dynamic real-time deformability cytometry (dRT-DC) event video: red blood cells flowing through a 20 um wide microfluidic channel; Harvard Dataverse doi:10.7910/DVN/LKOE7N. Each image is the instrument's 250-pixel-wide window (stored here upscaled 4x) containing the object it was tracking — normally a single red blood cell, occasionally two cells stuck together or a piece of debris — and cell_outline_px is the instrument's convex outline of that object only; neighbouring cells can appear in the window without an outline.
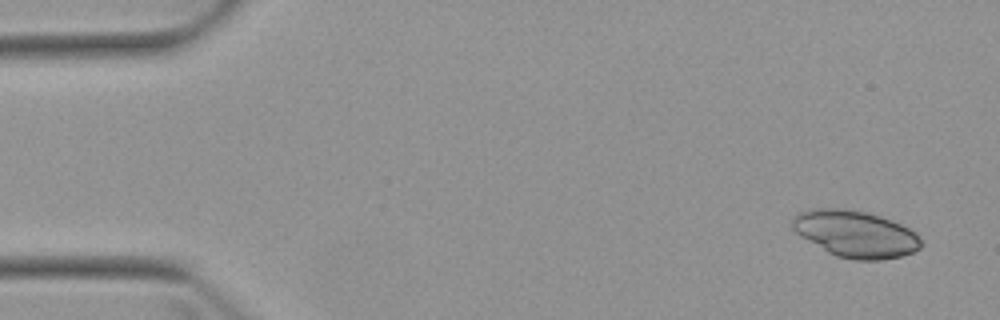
{"species": "Egyptian fruit bat (a non-hibernating species)", "species_latin": "Rousettus aegyptiacus", "temperature_condition": "warm", "stored_images_in_passage": 5, "camera_frame_rate_fps": 3000, "um_per_image_px": 0.085, "animal": {"sex": "female"}, "frame": {"image": 1, "passage_image": 1, "time_ms": 0.0, "image_size_px": [1000, 320], "cell_outline_px": [[924, 244], [920, 248], [912, 252], [900, 256], [880, 260], [856, 260], [836, 256], [828, 252], [800, 236], [792, 228], [792, 220], [800, 212], [812, 208], [840, 208], [864, 212], [880, 216], [892, 220], [908, 228]], "centroid_in_image_um": [72.69, 19.89], "position_along_channel_um": 12.3, "area_um2": 34.68}}
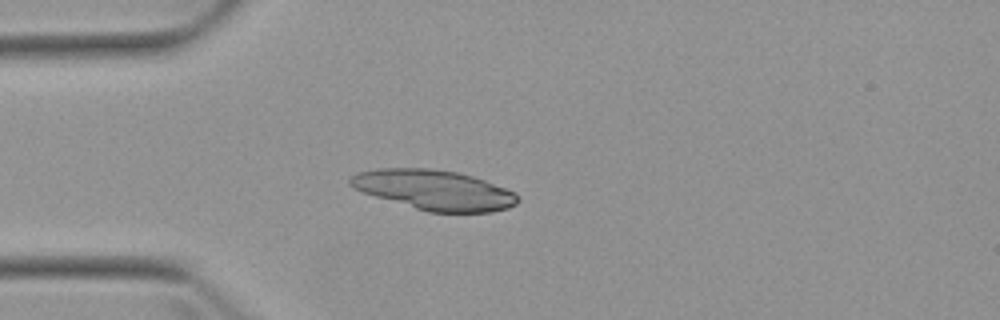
{"frame": {"image": 2, "passage_image": 4, "time_ms": 3.667, "image_size_px": [1000, 320], "cell_outline_px": [[520, 200], [516, 204], [508, 208], [492, 212], [428, 212], [376, 196], [364, 192], [348, 184], [348, 180], [352, 176], [360, 172], [380, 168], [428, 168], [456, 172], [472, 176], [484, 180], [504, 188], [512, 192]], "centroid_in_image_um": [36.91, 16.15], "position_along_channel_um": 48.1, "area_um2": 38.38}}